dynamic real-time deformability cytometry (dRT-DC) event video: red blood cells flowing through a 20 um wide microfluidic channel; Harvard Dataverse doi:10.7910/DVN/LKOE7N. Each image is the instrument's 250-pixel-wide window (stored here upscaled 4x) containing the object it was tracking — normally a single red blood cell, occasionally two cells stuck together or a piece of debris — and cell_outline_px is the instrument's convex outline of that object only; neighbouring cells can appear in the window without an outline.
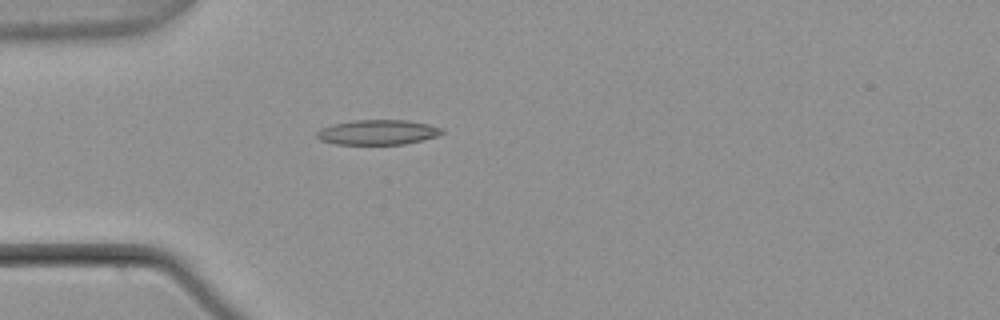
{"species": "common noctule bat (a hibernating species)", "species_latin": "Nyctalus noctula", "temperature_condition": "warm", "stored_images_in_passage": 5, "camera_frame_rate_fps": 3000, "um_per_image_px": 0.085, "animal": {"sex": "male", "body_mass_g": 21.5, "forearm_length_mm": 52.0}, "frame": {"image": 1, "passage_image": 5, "time_ms": 1.333, "image_size_px": [1000, 320], "cell_outline_px": [[444, 132], [436, 136], [404, 144], [336, 144], [320, 140], [316, 136], [316, 132], [320, 128], [332, 124], [356, 120], [408, 120], [428, 124], [444, 128]], "centroid_in_image_um": [32.09, 11.23], "position_along_channel_um": 52.9, "area_um2": 18.15}}